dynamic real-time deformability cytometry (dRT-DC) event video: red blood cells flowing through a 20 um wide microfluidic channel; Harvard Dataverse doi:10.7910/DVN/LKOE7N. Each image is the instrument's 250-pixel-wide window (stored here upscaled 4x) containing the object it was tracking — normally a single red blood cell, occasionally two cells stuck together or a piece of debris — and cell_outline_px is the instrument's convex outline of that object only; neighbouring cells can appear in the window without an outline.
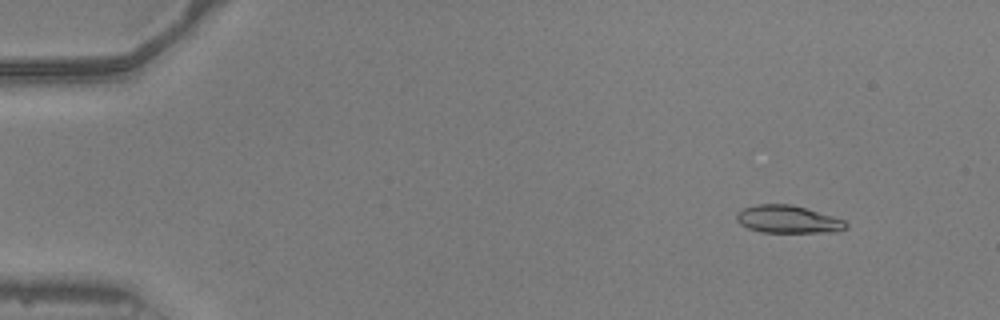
{"species": "common noctule bat (a hibernating species)", "species_latin": "Nyctalus noctula", "temperature_condition": "warm", "stored_images_in_passage": 52, "camera_frame_rate_fps": 3000, "um_per_image_px": 0.085, "animal": {"sex": "male", "body_mass_g": 20.5, "forearm_length_mm": 52.5}, "frame": {"image": 1, "passage_image": 6, "time_ms": 1.667, "image_size_px": [1000, 320], "cell_outline_px": [[848, 228], [840, 232], [760, 232], [748, 228], [740, 224], [736, 220], [736, 212], [744, 208], [756, 204], [792, 204], [832, 216], [844, 220], [848, 224]], "centroid_in_image_um": [66.98, 18.65], "position_along_channel_um": 18.0, "area_um2": 17.74}}
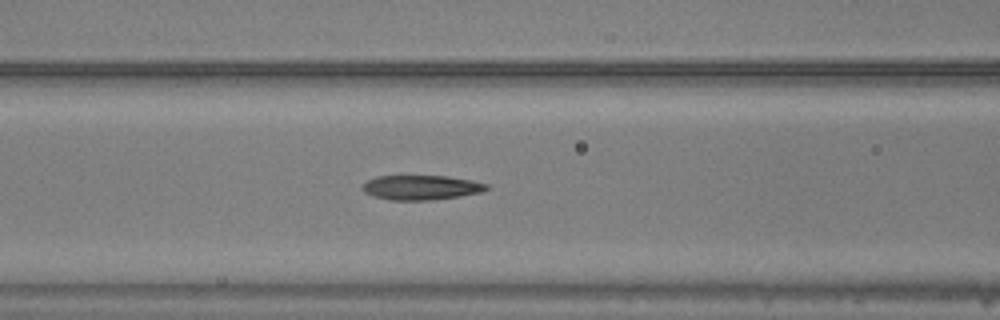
{"frame": {"image": 2, "passage_image": 23, "time_ms": 7.333, "image_size_px": [1000, 320], "cell_outline_px": [[488, 188], [480, 192], [460, 196], [432, 200], [388, 200], [372, 196], [364, 192], [360, 188], [368, 180], [376, 176], [448, 176], [472, 180], [488, 184]], "centroid_in_image_um": [35.77, 15.94], "position_along_channel_um": 130.8, "area_um2": 17.86}}
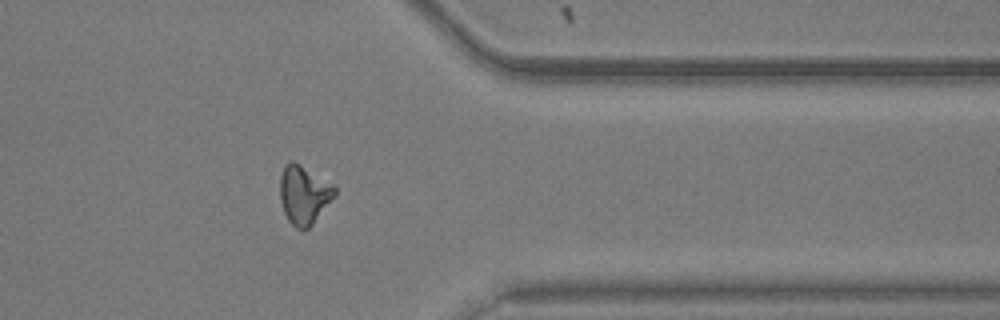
{"frame": {"image": 3, "passage_image": 43, "time_ms": 14.0, "image_size_px": [1000, 320], "cell_outline_px": [[336, 196], [312, 224], [308, 228], [296, 228], [288, 220], [284, 212], [280, 200], [280, 176], [284, 164], [288, 160], [292, 160], [300, 164], [336, 184]], "centroid_in_image_um": [25.85, 16.5], "position_along_channel_um": 385.5, "area_um2": 19.02}, "authors_computed_cell_mechanics": {"area_um2": 17.8602, "velocity_mm_per_s": 3.9596, "shape_relaxation_time_tau1_ms": 7.4979, "shape_relaxation_time_tau2_ms": 2.8081, "deformation_change_tau1": 0.2222, "deformation_change_tau2": 0.1287}}